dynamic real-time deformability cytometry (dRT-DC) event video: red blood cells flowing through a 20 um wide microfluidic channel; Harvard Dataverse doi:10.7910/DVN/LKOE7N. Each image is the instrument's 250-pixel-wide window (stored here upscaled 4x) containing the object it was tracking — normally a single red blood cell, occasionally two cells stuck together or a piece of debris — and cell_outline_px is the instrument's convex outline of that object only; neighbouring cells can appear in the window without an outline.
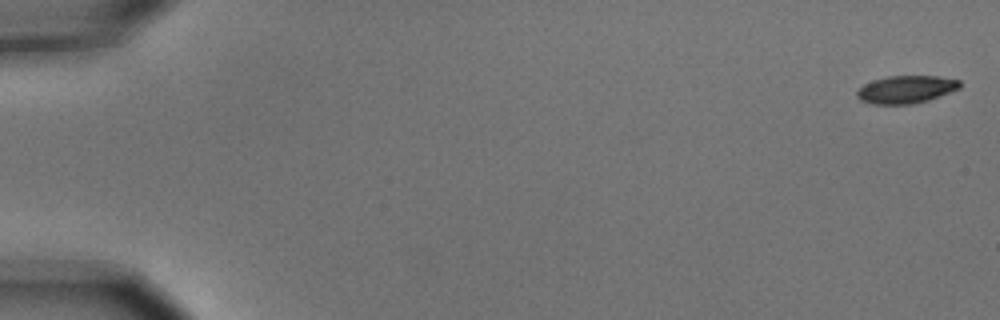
{"species": "common noctule bat (a hibernating species)", "species_latin": "Nyctalus noctula", "temperature_condition": "cold", "stored_images_in_passage": 5, "camera_frame_rate_fps": 3000, "um_per_image_px": 0.085, "animal": {"sex": "male", "body_mass_g": 15.6}, "frame": {"image": 1, "passage_image": 1, "time_ms": 0.0, "image_size_px": [1000, 320], "cell_outline_px": [[960, 88], [928, 100], [908, 104], [872, 104], [860, 100], [856, 96], [856, 92], [864, 84], [872, 80], [888, 76], [940, 76], [960, 80]], "centroid_in_image_um": [76.99, 7.59], "position_along_channel_um": 8.0, "area_um2": 16.53}}
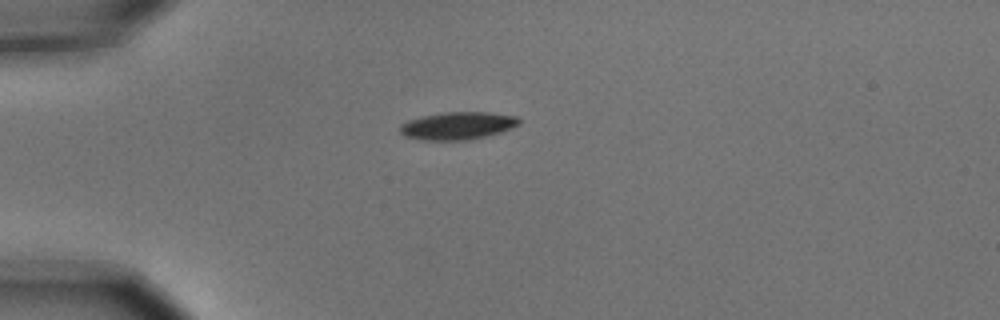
{"frame": {"image": 2, "passage_image": 5, "time_ms": 1.333, "image_size_px": [1000, 320], "cell_outline_px": [[520, 124], [500, 132], [468, 140], [424, 140], [404, 136], [400, 132], [400, 124], [408, 120], [420, 116], [444, 112], [488, 112], [516, 116], [520, 120]], "centroid_in_image_um": [38.87, 10.68], "position_along_channel_um": 46.1, "area_um2": 19.13}}